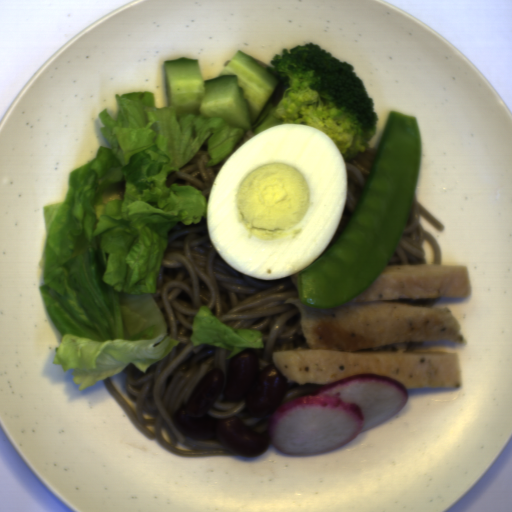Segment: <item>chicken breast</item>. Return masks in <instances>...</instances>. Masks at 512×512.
Returning <instances> with one entry per match:
<instances>
[{
  "label": "chicken breast",
  "mask_w": 512,
  "mask_h": 512,
  "mask_svg": "<svg viewBox=\"0 0 512 512\" xmlns=\"http://www.w3.org/2000/svg\"><path fill=\"white\" fill-rule=\"evenodd\" d=\"M470 293L468 267L416 263L387 264L369 288L332 308L288 298L305 342L271 353V362L290 384L319 388L357 373L387 375L406 390L462 387L457 353L415 351L423 341L466 344L452 312L396 301Z\"/></svg>",
  "instance_id": "obj_1"
}]
</instances>
